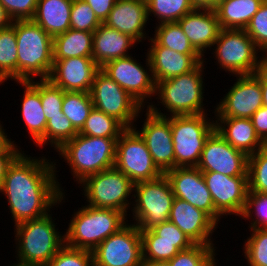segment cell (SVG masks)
Listing matches in <instances>:
<instances>
[{
    "mask_svg": "<svg viewBox=\"0 0 267 266\" xmlns=\"http://www.w3.org/2000/svg\"><path fill=\"white\" fill-rule=\"evenodd\" d=\"M263 67L267 70V52L263 53Z\"/></svg>",
    "mask_w": 267,
    "mask_h": 266,
    "instance_id": "obj_57",
    "label": "cell"
},
{
    "mask_svg": "<svg viewBox=\"0 0 267 266\" xmlns=\"http://www.w3.org/2000/svg\"><path fill=\"white\" fill-rule=\"evenodd\" d=\"M253 214L255 215L252 216ZM240 217L246 218V220L252 218L249 226L250 230L267 229V194L248 190L245 207Z\"/></svg>",
    "mask_w": 267,
    "mask_h": 266,
    "instance_id": "obj_40",
    "label": "cell"
},
{
    "mask_svg": "<svg viewBox=\"0 0 267 266\" xmlns=\"http://www.w3.org/2000/svg\"><path fill=\"white\" fill-rule=\"evenodd\" d=\"M164 175L169 180L175 198L206 212L217 224L220 222L222 216L215 210L201 170L197 167H176Z\"/></svg>",
    "mask_w": 267,
    "mask_h": 266,
    "instance_id": "obj_17",
    "label": "cell"
},
{
    "mask_svg": "<svg viewBox=\"0 0 267 266\" xmlns=\"http://www.w3.org/2000/svg\"><path fill=\"white\" fill-rule=\"evenodd\" d=\"M51 214L15 226L16 260L45 266L65 244Z\"/></svg>",
    "mask_w": 267,
    "mask_h": 266,
    "instance_id": "obj_5",
    "label": "cell"
},
{
    "mask_svg": "<svg viewBox=\"0 0 267 266\" xmlns=\"http://www.w3.org/2000/svg\"><path fill=\"white\" fill-rule=\"evenodd\" d=\"M93 107L90 93L65 91L62 112L78 132L84 126Z\"/></svg>",
    "mask_w": 267,
    "mask_h": 266,
    "instance_id": "obj_34",
    "label": "cell"
},
{
    "mask_svg": "<svg viewBox=\"0 0 267 266\" xmlns=\"http://www.w3.org/2000/svg\"><path fill=\"white\" fill-rule=\"evenodd\" d=\"M20 153H2L0 154V186L3 183L4 177L6 176L7 169L13 160Z\"/></svg>",
    "mask_w": 267,
    "mask_h": 266,
    "instance_id": "obj_51",
    "label": "cell"
},
{
    "mask_svg": "<svg viewBox=\"0 0 267 266\" xmlns=\"http://www.w3.org/2000/svg\"><path fill=\"white\" fill-rule=\"evenodd\" d=\"M245 31L262 53L267 52V0L253 15Z\"/></svg>",
    "mask_w": 267,
    "mask_h": 266,
    "instance_id": "obj_45",
    "label": "cell"
},
{
    "mask_svg": "<svg viewBox=\"0 0 267 266\" xmlns=\"http://www.w3.org/2000/svg\"><path fill=\"white\" fill-rule=\"evenodd\" d=\"M94 107L133 128L143 107L101 69L96 73L90 90ZM138 116V117H137Z\"/></svg>",
    "mask_w": 267,
    "mask_h": 266,
    "instance_id": "obj_12",
    "label": "cell"
},
{
    "mask_svg": "<svg viewBox=\"0 0 267 266\" xmlns=\"http://www.w3.org/2000/svg\"><path fill=\"white\" fill-rule=\"evenodd\" d=\"M94 11L97 18L104 23L117 0H84Z\"/></svg>",
    "mask_w": 267,
    "mask_h": 266,
    "instance_id": "obj_49",
    "label": "cell"
},
{
    "mask_svg": "<svg viewBox=\"0 0 267 266\" xmlns=\"http://www.w3.org/2000/svg\"><path fill=\"white\" fill-rule=\"evenodd\" d=\"M264 0H217L213 6L221 29H245Z\"/></svg>",
    "mask_w": 267,
    "mask_h": 266,
    "instance_id": "obj_29",
    "label": "cell"
},
{
    "mask_svg": "<svg viewBox=\"0 0 267 266\" xmlns=\"http://www.w3.org/2000/svg\"><path fill=\"white\" fill-rule=\"evenodd\" d=\"M198 7H213L217 0H192Z\"/></svg>",
    "mask_w": 267,
    "mask_h": 266,
    "instance_id": "obj_54",
    "label": "cell"
},
{
    "mask_svg": "<svg viewBox=\"0 0 267 266\" xmlns=\"http://www.w3.org/2000/svg\"><path fill=\"white\" fill-rule=\"evenodd\" d=\"M4 127L0 123V154L2 153H21L18 146L14 144V141L8 138L7 133H5Z\"/></svg>",
    "mask_w": 267,
    "mask_h": 266,
    "instance_id": "obj_50",
    "label": "cell"
},
{
    "mask_svg": "<svg viewBox=\"0 0 267 266\" xmlns=\"http://www.w3.org/2000/svg\"><path fill=\"white\" fill-rule=\"evenodd\" d=\"M255 132L260 140L267 145V107L262 106L251 116Z\"/></svg>",
    "mask_w": 267,
    "mask_h": 266,
    "instance_id": "obj_48",
    "label": "cell"
},
{
    "mask_svg": "<svg viewBox=\"0 0 267 266\" xmlns=\"http://www.w3.org/2000/svg\"><path fill=\"white\" fill-rule=\"evenodd\" d=\"M169 221L175 224L194 244L214 246L211 235L218 226L204 211L180 198H174Z\"/></svg>",
    "mask_w": 267,
    "mask_h": 266,
    "instance_id": "obj_21",
    "label": "cell"
},
{
    "mask_svg": "<svg viewBox=\"0 0 267 266\" xmlns=\"http://www.w3.org/2000/svg\"><path fill=\"white\" fill-rule=\"evenodd\" d=\"M24 87L21 105L22 117L28 132L37 147L45 145V128L47 120L39 94V81H17Z\"/></svg>",
    "mask_w": 267,
    "mask_h": 266,
    "instance_id": "obj_27",
    "label": "cell"
},
{
    "mask_svg": "<svg viewBox=\"0 0 267 266\" xmlns=\"http://www.w3.org/2000/svg\"><path fill=\"white\" fill-rule=\"evenodd\" d=\"M152 38L158 45L187 55H200L190 44L178 22L157 24Z\"/></svg>",
    "mask_w": 267,
    "mask_h": 266,
    "instance_id": "obj_33",
    "label": "cell"
},
{
    "mask_svg": "<svg viewBox=\"0 0 267 266\" xmlns=\"http://www.w3.org/2000/svg\"><path fill=\"white\" fill-rule=\"evenodd\" d=\"M92 253L94 266H142L140 230L135 224L127 223L100 243Z\"/></svg>",
    "mask_w": 267,
    "mask_h": 266,
    "instance_id": "obj_13",
    "label": "cell"
},
{
    "mask_svg": "<svg viewBox=\"0 0 267 266\" xmlns=\"http://www.w3.org/2000/svg\"><path fill=\"white\" fill-rule=\"evenodd\" d=\"M72 216L64 234L65 244L91 252L128 221L127 215L121 211L89 205L78 208Z\"/></svg>",
    "mask_w": 267,
    "mask_h": 266,
    "instance_id": "obj_3",
    "label": "cell"
},
{
    "mask_svg": "<svg viewBox=\"0 0 267 266\" xmlns=\"http://www.w3.org/2000/svg\"><path fill=\"white\" fill-rule=\"evenodd\" d=\"M147 21L146 0H117L103 24L142 42Z\"/></svg>",
    "mask_w": 267,
    "mask_h": 266,
    "instance_id": "obj_24",
    "label": "cell"
},
{
    "mask_svg": "<svg viewBox=\"0 0 267 266\" xmlns=\"http://www.w3.org/2000/svg\"><path fill=\"white\" fill-rule=\"evenodd\" d=\"M31 158L21 152L9 165L0 186L14 225L44 217L65 199L56 177V162H49L44 156Z\"/></svg>",
    "mask_w": 267,
    "mask_h": 266,
    "instance_id": "obj_1",
    "label": "cell"
},
{
    "mask_svg": "<svg viewBox=\"0 0 267 266\" xmlns=\"http://www.w3.org/2000/svg\"><path fill=\"white\" fill-rule=\"evenodd\" d=\"M147 56L155 84L159 81L185 74L205 59L201 55H187L158 45L151 37Z\"/></svg>",
    "mask_w": 267,
    "mask_h": 266,
    "instance_id": "obj_23",
    "label": "cell"
},
{
    "mask_svg": "<svg viewBox=\"0 0 267 266\" xmlns=\"http://www.w3.org/2000/svg\"><path fill=\"white\" fill-rule=\"evenodd\" d=\"M142 266H171L169 261H151L143 262Z\"/></svg>",
    "mask_w": 267,
    "mask_h": 266,
    "instance_id": "obj_55",
    "label": "cell"
},
{
    "mask_svg": "<svg viewBox=\"0 0 267 266\" xmlns=\"http://www.w3.org/2000/svg\"><path fill=\"white\" fill-rule=\"evenodd\" d=\"M13 19L9 16L6 9L0 4V30L11 26Z\"/></svg>",
    "mask_w": 267,
    "mask_h": 266,
    "instance_id": "obj_53",
    "label": "cell"
},
{
    "mask_svg": "<svg viewBox=\"0 0 267 266\" xmlns=\"http://www.w3.org/2000/svg\"><path fill=\"white\" fill-rule=\"evenodd\" d=\"M208 114L170 116L175 168L197 167L204 144L215 130ZM209 119V120H208Z\"/></svg>",
    "mask_w": 267,
    "mask_h": 266,
    "instance_id": "obj_7",
    "label": "cell"
},
{
    "mask_svg": "<svg viewBox=\"0 0 267 266\" xmlns=\"http://www.w3.org/2000/svg\"><path fill=\"white\" fill-rule=\"evenodd\" d=\"M17 39V81L48 79L53 67V37L32 19L12 23ZM35 76V77H34Z\"/></svg>",
    "mask_w": 267,
    "mask_h": 266,
    "instance_id": "obj_2",
    "label": "cell"
},
{
    "mask_svg": "<svg viewBox=\"0 0 267 266\" xmlns=\"http://www.w3.org/2000/svg\"><path fill=\"white\" fill-rule=\"evenodd\" d=\"M197 168L226 176H248V156L214 130L204 144Z\"/></svg>",
    "mask_w": 267,
    "mask_h": 266,
    "instance_id": "obj_16",
    "label": "cell"
},
{
    "mask_svg": "<svg viewBox=\"0 0 267 266\" xmlns=\"http://www.w3.org/2000/svg\"><path fill=\"white\" fill-rule=\"evenodd\" d=\"M64 93L65 91L54 86L48 79L39 81V94L47 121L52 117L64 115L62 112Z\"/></svg>",
    "mask_w": 267,
    "mask_h": 266,
    "instance_id": "obj_42",
    "label": "cell"
},
{
    "mask_svg": "<svg viewBox=\"0 0 267 266\" xmlns=\"http://www.w3.org/2000/svg\"><path fill=\"white\" fill-rule=\"evenodd\" d=\"M236 82L216 106L214 117L251 118L263 106L262 89L255 74L236 75Z\"/></svg>",
    "mask_w": 267,
    "mask_h": 266,
    "instance_id": "obj_18",
    "label": "cell"
},
{
    "mask_svg": "<svg viewBox=\"0 0 267 266\" xmlns=\"http://www.w3.org/2000/svg\"><path fill=\"white\" fill-rule=\"evenodd\" d=\"M137 42L129 35L101 24L93 32L92 58L101 68L107 62L129 56L128 50Z\"/></svg>",
    "mask_w": 267,
    "mask_h": 266,
    "instance_id": "obj_26",
    "label": "cell"
},
{
    "mask_svg": "<svg viewBox=\"0 0 267 266\" xmlns=\"http://www.w3.org/2000/svg\"><path fill=\"white\" fill-rule=\"evenodd\" d=\"M215 130L235 149L247 156L256 153L265 144L255 132L249 118L216 117Z\"/></svg>",
    "mask_w": 267,
    "mask_h": 266,
    "instance_id": "obj_25",
    "label": "cell"
},
{
    "mask_svg": "<svg viewBox=\"0 0 267 266\" xmlns=\"http://www.w3.org/2000/svg\"><path fill=\"white\" fill-rule=\"evenodd\" d=\"M114 167L134 184L157 179L163 174L154 164L144 140L133 128H127L116 141Z\"/></svg>",
    "mask_w": 267,
    "mask_h": 266,
    "instance_id": "obj_11",
    "label": "cell"
},
{
    "mask_svg": "<svg viewBox=\"0 0 267 266\" xmlns=\"http://www.w3.org/2000/svg\"><path fill=\"white\" fill-rule=\"evenodd\" d=\"M215 248L195 244L187 250L179 251L169 262L171 266H217Z\"/></svg>",
    "mask_w": 267,
    "mask_h": 266,
    "instance_id": "obj_37",
    "label": "cell"
},
{
    "mask_svg": "<svg viewBox=\"0 0 267 266\" xmlns=\"http://www.w3.org/2000/svg\"><path fill=\"white\" fill-rule=\"evenodd\" d=\"M142 241L177 242V249L184 251L195 245L175 224L163 222L149 230H140Z\"/></svg>",
    "mask_w": 267,
    "mask_h": 266,
    "instance_id": "obj_36",
    "label": "cell"
},
{
    "mask_svg": "<svg viewBox=\"0 0 267 266\" xmlns=\"http://www.w3.org/2000/svg\"><path fill=\"white\" fill-rule=\"evenodd\" d=\"M244 244V256L249 266H267V229H251Z\"/></svg>",
    "mask_w": 267,
    "mask_h": 266,
    "instance_id": "obj_41",
    "label": "cell"
},
{
    "mask_svg": "<svg viewBox=\"0 0 267 266\" xmlns=\"http://www.w3.org/2000/svg\"><path fill=\"white\" fill-rule=\"evenodd\" d=\"M193 48L203 57L221 30L213 7H196L177 21Z\"/></svg>",
    "mask_w": 267,
    "mask_h": 266,
    "instance_id": "obj_22",
    "label": "cell"
},
{
    "mask_svg": "<svg viewBox=\"0 0 267 266\" xmlns=\"http://www.w3.org/2000/svg\"><path fill=\"white\" fill-rule=\"evenodd\" d=\"M102 22L84 0H73L70 28L79 31L94 32Z\"/></svg>",
    "mask_w": 267,
    "mask_h": 266,
    "instance_id": "obj_43",
    "label": "cell"
},
{
    "mask_svg": "<svg viewBox=\"0 0 267 266\" xmlns=\"http://www.w3.org/2000/svg\"><path fill=\"white\" fill-rule=\"evenodd\" d=\"M93 32L69 29L53 37V59L92 57Z\"/></svg>",
    "mask_w": 267,
    "mask_h": 266,
    "instance_id": "obj_30",
    "label": "cell"
},
{
    "mask_svg": "<svg viewBox=\"0 0 267 266\" xmlns=\"http://www.w3.org/2000/svg\"><path fill=\"white\" fill-rule=\"evenodd\" d=\"M214 45L219 68L234 76L255 74L263 66V56L257 55L262 51L245 29H221Z\"/></svg>",
    "mask_w": 267,
    "mask_h": 266,
    "instance_id": "obj_8",
    "label": "cell"
},
{
    "mask_svg": "<svg viewBox=\"0 0 267 266\" xmlns=\"http://www.w3.org/2000/svg\"><path fill=\"white\" fill-rule=\"evenodd\" d=\"M17 39L11 25L0 30V84L9 78L17 82Z\"/></svg>",
    "mask_w": 267,
    "mask_h": 266,
    "instance_id": "obj_31",
    "label": "cell"
},
{
    "mask_svg": "<svg viewBox=\"0 0 267 266\" xmlns=\"http://www.w3.org/2000/svg\"><path fill=\"white\" fill-rule=\"evenodd\" d=\"M126 129L116 118L93 107L78 133L93 137L119 138Z\"/></svg>",
    "mask_w": 267,
    "mask_h": 266,
    "instance_id": "obj_32",
    "label": "cell"
},
{
    "mask_svg": "<svg viewBox=\"0 0 267 266\" xmlns=\"http://www.w3.org/2000/svg\"><path fill=\"white\" fill-rule=\"evenodd\" d=\"M204 62L199 63L188 73L156 83L155 96L160 103L175 115H195L205 113L203 72Z\"/></svg>",
    "mask_w": 267,
    "mask_h": 266,
    "instance_id": "obj_6",
    "label": "cell"
},
{
    "mask_svg": "<svg viewBox=\"0 0 267 266\" xmlns=\"http://www.w3.org/2000/svg\"><path fill=\"white\" fill-rule=\"evenodd\" d=\"M38 0H0L9 16L15 20H27L34 17Z\"/></svg>",
    "mask_w": 267,
    "mask_h": 266,
    "instance_id": "obj_47",
    "label": "cell"
},
{
    "mask_svg": "<svg viewBox=\"0 0 267 266\" xmlns=\"http://www.w3.org/2000/svg\"><path fill=\"white\" fill-rule=\"evenodd\" d=\"M248 190L267 194V145L248 156Z\"/></svg>",
    "mask_w": 267,
    "mask_h": 266,
    "instance_id": "obj_38",
    "label": "cell"
},
{
    "mask_svg": "<svg viewBox=\"0 0 267 266\" xmlns=\"http://www.w3.org/2000/svg\"><path fill=\"white\" fill-rule=\"evenodd\" d=\"M255 75L261 83L263 106L267 107V70L262 66Z\"/></svg>",
    "mask_w": 267,
    "mask_h": 266,
    "instance_id": "obj_52",
    "label": "cell"
},
{
    "mask_svg": "<svg viewBox=\"0 0 267 266\" xmlns=\"http://www.w3.org/2000/svg\"><path fill=\"white\" fill-rule=\"evenodd\" d=\"M87 205L97 208L115 209L125 213L132 204L129 197L134 183L115 167L86 177L81 183Z\"/></svg>",
    "mask_w": 267,
    "mask_h": 266,
    "instance_id": "obj_10",
    "label": "cell"
},
{
    "mask_svg": "<svg viewBox=\"0 0 267 266\" xmlns=\"http://www.w3.org/2000/svg\"><path fill=\"white\" fill-rule=\"evenodd\" d=\"M143 262L169 261L178 252L177 242L142 241Z\"/></svg>",
    "mask_w": 267,
    "mask_h": 266,
    "instance_id": "obj_46",
    "label": "cell"
},
{
    "mask_svg": "<svg viewBox=\"0 0 267 266\" xmlns=\"http://www.w3.org/2000/svg\"><path fill=\"white\" fill-rule=\"evenodd\" d=\"M45 266H94L93 253L64 244Z\"/></svg>",
    "mask_w": 267,
    "mask_h": 266,
    "instance_id": "obj_44",
    "label": "cell"
},
{
    "mask_svg": "<svg viewBox=\"0 0 267 266\" xmlns=\"http://www.w3.org/2000/svg\"><path fill=\"white\" fill-rule=\"evenodd\" d=\"M146 66L148 68L145 69L141 63H138L136 59L129 55L109 61L100 69L145 108V103L147 107V103H149L146 102L148 101L146 98L155 96L156 87L147 54Z\"/></svg>",
    "mask_w": 267,
    "mask_h": 266,
    "instance_id": "obj_15",
    "label": "cell"
},
{
    "mask_svg": "<svg viewBox=\"0 0 267 266\" xmlns=\"http://www.w3.org/2000/svg\"><path fill=\"white\" fill-rule=\"evenodd\" d=\"M78 134L66 116L52 117L47 121L45 128V144L48 143L59 150L67 141Z\"/></svg>",
    "mask_w": 267,
    "mask_h": 266,
    "instance_id": "obj_39",
    "label": "cell"
},
{
    "mask_svg": "<svg viewBox=\"0 0 267 266\" xmlns=\"http://www.w3.org/2000/svg\"><path fill=\"white\" fill-rule=\"evenodd\" d=\"M133 193L135 204H132L131 211L139 230H149L169 221L175 196L164 174L157 179L134 184Z\"/></svg>",
    "mask_w": 267,
    "mask_h": 266,
    "instance_id": "obj_9",
    "label": "cell"
},
{
    "mask_svg": "<svg viewBox=\"0 0 267 266\" xmlns=\"http://www.w3.org/2000/svg\"><path fill=\"white\" fill-rule=\"evenodd\" d=\"M214 203L222 215L241 216L248 194V176H226L217 172H202Z\"/></svg>",
    "mask_w": 267,
    "mask_h": 266,
    "instance_id": "obj_19",
    "label": "cell"
},
{
    "mask_svg": "<svg viewBox=\"0 0 267 266\" xmlns=\"http://www.w3.org/2000/svg\"><path fill=\"white\" fill-rule=\"evenodd\" d=\"M73 0H38L32 20L54 37L70 29Z\"/></svg>",
    "mask_w": 267,
    "mask_h": 266,
    "instance_id": "obj_28",
    "label": "cell"
},
{
    "mask_svg": "<svg viewBox=\"0 0 267 266\" xmlns=\"http://www.w3.org/2000/svg\"><path fill=\"white\" fill-rule=\"evenodd\" d=\"M151 104V105H150ZM149 103L146 109V119L141 130L133 129L144 140L154 164L164 174L175 168V154L170 127V116ZM168 115V116H167Z\"/></svg>",
    "mask_w": 267,
    "mask_h": 266,
    "instance_id": "obj_14",
    "label": "cell"
},
{
    "mask_svg": "<svg viewBox=\"0 0 267 266\" xmlns=\"http://www.w3.org/2000/svg\"><path fill=\"white\" fill-rule=\"evenodd\" d=\"M100 67L92 57L53 59L48 80L63 91L88 92Z\"/></svg>",
    "mask_w": 267,
    "mask_h": 266,
    "instance_id": "obj_20",
    "label": "cell"
},
{
    "mask_svg": "<svg viewBox=\"0 0 267 266\" xmlns=\"http://www.w3.org/2000/svg\"><path fill=\"white\" fill-rule=\"evenodd\" d=\"M146 4L148 20L152 13L159 24L177 22L197 7L192 0H146Z\"/></svg>",
    "mask_w": 267,
    "mask_h": 266,
    "instance_id": "obj_35",
    "label": "cell"
},
{
    "mask_svg": "<svg viewBox=\"0 0 267 266\" xmlns=\"http://www.w3.org/2000/svg\"><path fill=\"white\" fill-rule=\"evenodd\" d=\"M117 139L78 133L57 152L69 164L72 175L79 184L92 174L114 167Z\"/></svg>",
    "mask_w": 267,
    "mask_h": 266,
    "instance_id": "obj_4",
    "label": "cell"
},
{
    "mask_svg": "<svg viewBox=\"0 0 267 266\" xmlns=\"http://www.w3.org/2000/svg\"><path fill=\"white\" fill-rule=\"evenodd\" d=\"M11 266H41V265L26 263V262H22V261L17 260V263H14Z\"/></svg>",
    "mask_w": 267,
    "mask_h": 266,
    "instance_id": "obj_56",
    "label": "cell"
}]
</instances>
